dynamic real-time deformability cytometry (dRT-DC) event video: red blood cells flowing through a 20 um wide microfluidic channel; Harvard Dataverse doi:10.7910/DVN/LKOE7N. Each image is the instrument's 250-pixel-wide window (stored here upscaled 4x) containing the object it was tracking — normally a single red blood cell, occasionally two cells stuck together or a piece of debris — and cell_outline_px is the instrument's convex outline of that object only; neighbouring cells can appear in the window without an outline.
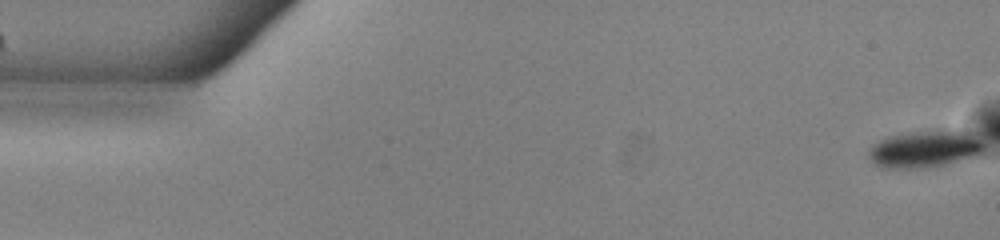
{"species": "common noctule bat (a hibernating species)", "species_latin": "Nyctalus noctula", "temperature_condition": "warm", "stored_images_in_passage": 53, "camera_frame_rate_fps": 3000, "um_per_image_px": 0.085, "animal": {"sex": "male", "body_mass_g": 13.0, "forearm_length_mm": 53.1}, "frame": {"image": 1, "passage_image": 1, "time_ms": 0.0, "image_size_px": [1000, 240], "cell_outline_px": [[984, 148], [980, 152], [972, 156], [944, 164], [920, 168], [884, 168], [876, 164], [868, 156], [868, 152], [880, 140], [888, 136], [920, 132], [968, 132], [980, 140], [984, 144]], "centroid_in_image_um": [78.57, 12.7], "position_along_channel_um": 6.4, "area_um2": 23.64}}
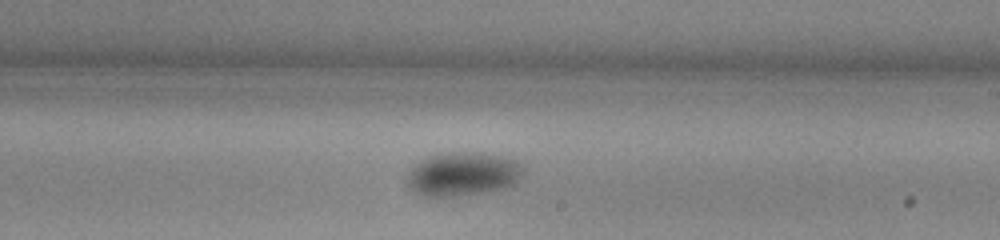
{"frame": {"image": 2, "passage_image": 31, "time_ms": 10.0, "image_size_px": [1000, 240], "cell_outline_px": [[524, 172], [512, 184], [504, 188], [452, 196], [424, 196], [416, 192], [408, 184], [408, 172], [412, 164], [416, 160], [440, 152], [480, 152], [500, 156], [516, 160], [524, 164]], "centroid_in_image_um": [39.31, 14.75], "position_along_channel_um": 249.7, "area_um2": 29.65}}
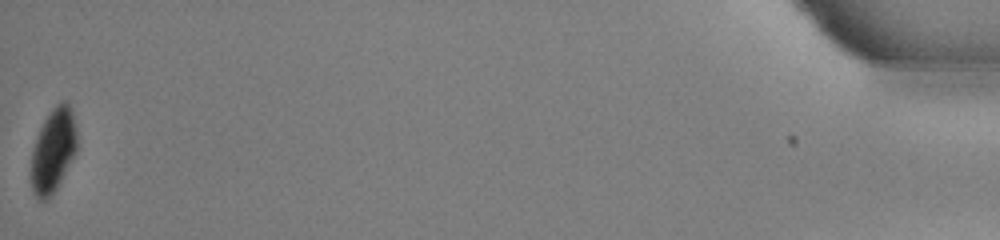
{"frame": {"image": 3, "passage_image": 53, "time_ms": 17.333, "image_size_px": [1000, 240], "cell_outline_px": [[76, 152], [56, 188], [44, 200], [40, 200], [32, 192], [28, 172], [32, 152], [36, 136], [48, 112], [60, 100], [64, 100], [68, 104], [72, 112], [76, 132]], "centroid_in_image_um": [4.47, 12.78], "position_along_channel_um": 430.7, "area_um2": 22.48}}